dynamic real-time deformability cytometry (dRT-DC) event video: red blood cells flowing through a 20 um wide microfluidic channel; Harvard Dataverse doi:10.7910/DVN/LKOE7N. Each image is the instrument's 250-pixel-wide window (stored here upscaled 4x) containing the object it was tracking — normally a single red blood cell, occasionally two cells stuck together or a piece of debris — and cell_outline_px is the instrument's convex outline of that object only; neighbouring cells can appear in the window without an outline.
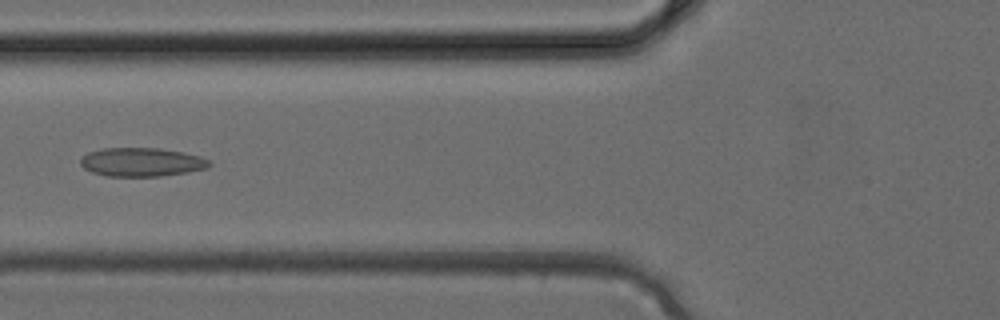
{"species": "common noctule bat (a hibernating species)", "species_latin": "Nyctalus noctula", "temperature_condition": "cold", "stored_images_in_passage": 4, "camera_frame_rate_fps": 3000, "um_per_image_px": 0.085, "animal": {"sex": "female", "body_mass_g": 24.6, "forearm_length_mm": 56.2}, "frame": {"image": 1, "passage_image": 4, "time_ms": 1.0, "image_size_px": [1000, 320], "cell_outline_px": [[212, 164], [204, 168], [188, 172], [160, 176], [108, 176], [92, 172], [84, 168], [80, 164], [80, 160], [88, 152], [104, 148], [160, 148], [184, 152], [200, 156], [208, 160]], "centroid_in_image_um": [12.03, 13.77], "position_along_channel_um": 113.8, "area_um2": 21.44}}